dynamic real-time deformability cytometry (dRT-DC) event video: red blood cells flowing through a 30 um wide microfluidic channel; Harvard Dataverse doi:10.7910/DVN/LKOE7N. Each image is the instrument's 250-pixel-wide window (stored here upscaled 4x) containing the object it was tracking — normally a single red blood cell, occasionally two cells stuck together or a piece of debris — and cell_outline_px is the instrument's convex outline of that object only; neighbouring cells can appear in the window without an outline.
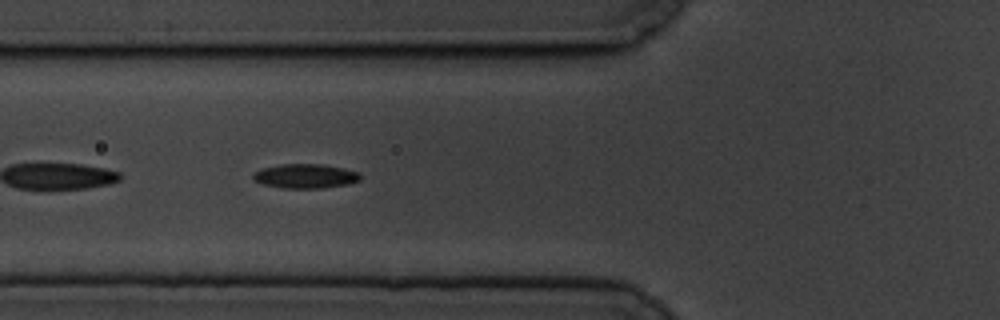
{"species": "common noctule bat (a hibernating species)", "species_latin": "Nyctalus noctula", "temperature_condition": "cold", "stored_images_in_passage": 43, "camera_frame_rate_fps": 3000, "um_per_image_px": 0.085, "animal": {"sex": "male", "body_mass_g": 19.5, "forearm_length_mm": 54.6}, "frame": {"image": 1, "passage_image": 5, "time_ms": 1.333, "image_size_px": [1000, 320], "cell_outline_px": [[360, 180], [348, 184], [324, 188], [280, 188], [264, 184], [252, 180], [252, 176], [256, 172], [264, 168], [280, 164], [324, 164], [360, 172]], "centroid_in_image_um": [25.97, 14.97], "position_along_channel_um": 99.8, "area_um2": 15.2}}
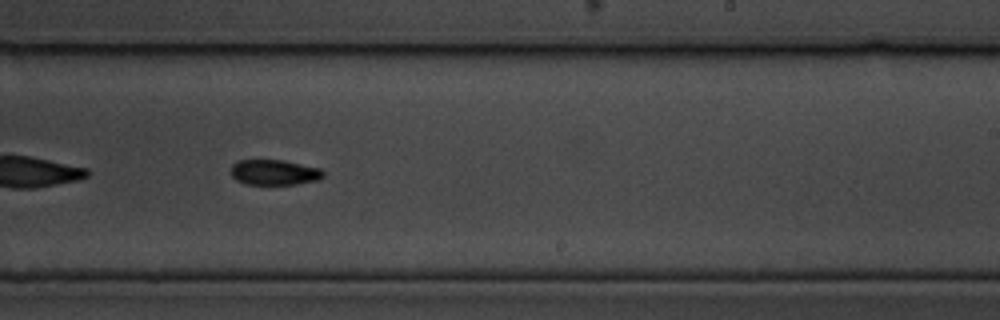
{"frame": {"image": 2, "passage_image": 20, "time_ms": 6.333, "image_size_px": [1000, 320], "cell_outline_px": [[324, 176], [320, 180], [296, 184], [244, 184], [236, 180], [232, 176], [232, 164], [240, 160], [284, 160], [320, 168], [324, 172]], "centroid_in_image_um": [23.34, 14.65], "position_along_channel_um": 265.7, "area_um2": 13.7}}
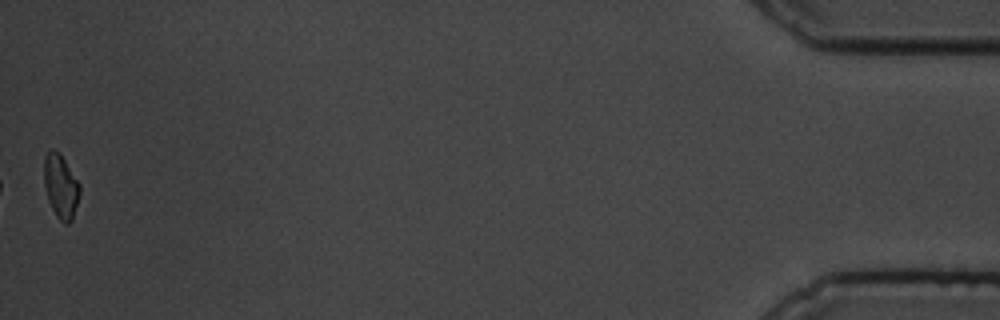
{"frame": {"image": 3, "passage_image": 43, "time_ms": 14.0, "image_size_px": [1000, 320], "cell_outline_px": [[80, 192], [72, 220], [68, 224], [64, 224], [56, 216], [48, 200], [44, 184], [44, 156], [52, 148], [64, 160], [80, 184]], "centroid_in_image_um": [5.16, 15.87], "position_along_channel_um": 430.0, "area_um2": 13.06}, "authors_computed_cell_mechanics": {"area_um2": 14.5078, "velocity_mm_per_s": 3.3233, "shape_relaxation_time_tau1_ms": 3.5304, "shape_relaxation_time_tau2_ms": 6.856, "deformation_change_tau1": 0.1017, "deformation_change_tau2": 0.102}}